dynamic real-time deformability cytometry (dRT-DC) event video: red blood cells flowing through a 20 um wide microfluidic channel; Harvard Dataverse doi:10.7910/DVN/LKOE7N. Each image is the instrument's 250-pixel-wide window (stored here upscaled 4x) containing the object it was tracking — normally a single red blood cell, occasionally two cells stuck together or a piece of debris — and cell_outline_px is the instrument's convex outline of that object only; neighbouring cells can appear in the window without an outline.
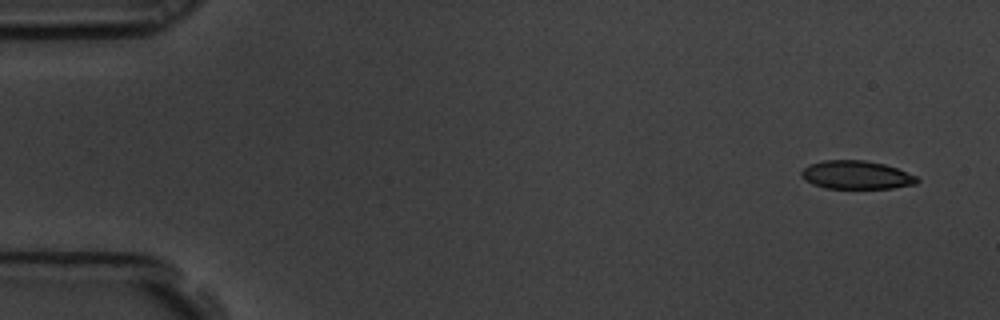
{"species": "common noctule bat (a hibernating species)", "species_latin": "Nyctalus noctula", "temperature_condition": "room temperature", "stored_images_in_passage": 5, "camera_frame_rate_fps": 3000, "um_per_image_px": 0.085, "animal": {"sex": "male", "body_mass_g": 19.5, "forearm_length_mm": 54.6}, "frame": {"image": 1, "passage_image": 1, "time_ms": 0.0, "image_size_px": [1000, 320], "cell_outline_px": [[920, 180], [916, 184], [892, 188], [824, 188], [812, 184], [800, 176], [800, 172], [808, 164], [824, 160], [864, 160], [884, 164], [896, 168], [916, 176]], "centroid_in_image_um": [72.76, 14.87], "position_along_channel_um": 12.2, "area_um2": 19.13}}
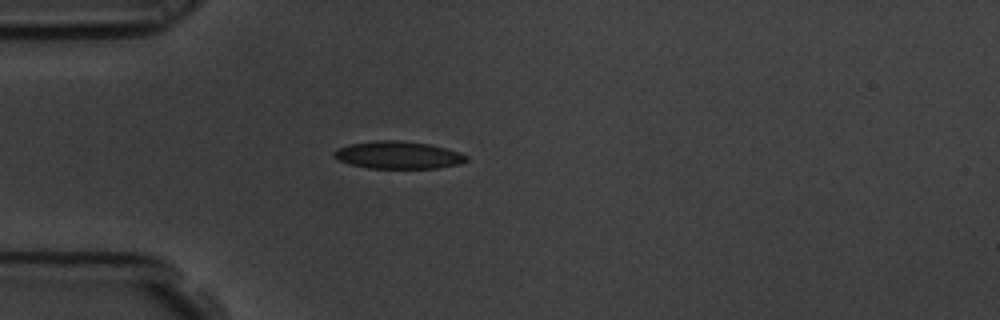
{"frame": {"image": 2, "passage_image": 5, "time_ms": 1.333, "image_size_px": [1000, 320], "cell_outline_px": [[468, 160], [460, 164], [440, 168], [368, 168], [352, 164], [340, 160], [332, 156], [332, 152], [336, 148], [352, 144], [380, 140], [396, 140], [428, 144], [460, 152], [468, 156]], "centroid_in_image_um": [33.86, 13.18], "position_along_channel_um": 51.1, "area_um2": 21.04}}